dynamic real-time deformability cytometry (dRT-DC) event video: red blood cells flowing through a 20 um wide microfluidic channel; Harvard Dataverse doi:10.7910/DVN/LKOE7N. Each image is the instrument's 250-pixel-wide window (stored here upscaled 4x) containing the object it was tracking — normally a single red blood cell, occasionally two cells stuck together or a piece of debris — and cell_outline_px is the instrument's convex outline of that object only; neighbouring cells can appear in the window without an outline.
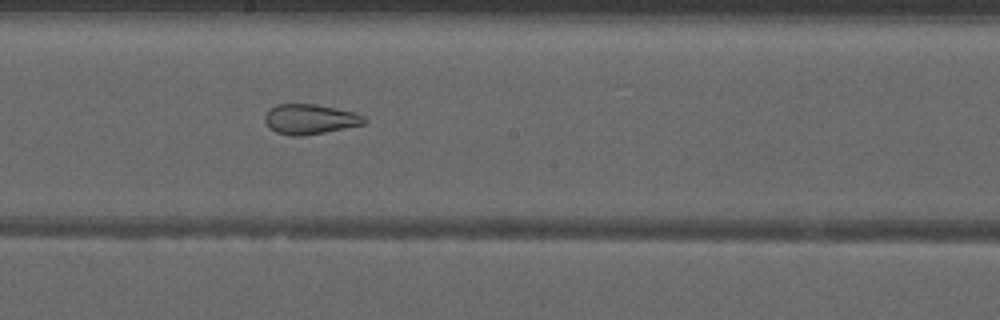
{"species": "common noctule bat (a hibernating species)", "species_latin": "Nyctalus noctula", "temperature_condition": "warm", "stored_images_in_passage": 52, "segment_of_instrument_passage": [2, 2], "camera_frame_rate_fps": 3000, "um_per_image_px": 0.085, "animal": {"sex": "male", "forearm_length_mm": 52.5}, "frame": {"image": 1, "passage_image": 30, "time_ms": 9.667, "image_size_px": [1000, 320], "cell_outline_px": [[368, 120], [364, 124], [324, 132], [300, 136], [292, 136], [276, 132], [268, 128], [264, 120], [264, 116], [276, 104], [316, 104], [352, 112], [364, 116]], "centroid_in_image_um": [26.32, 10.13], "position_along_channel_um": 221.9, "area_um2": 17.22}}
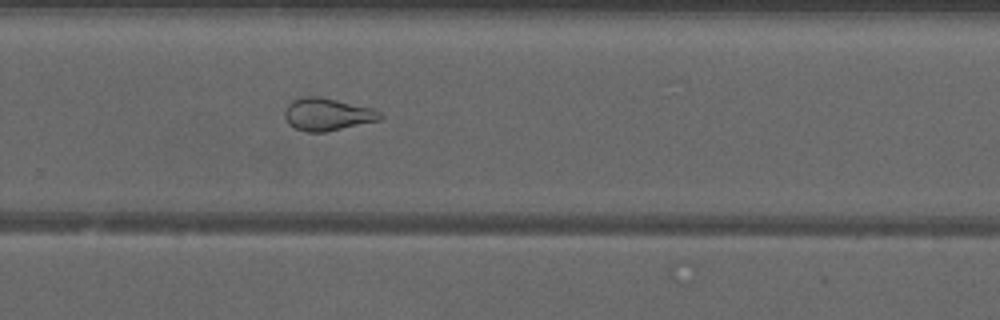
{"frame": {"image": 2, "passage_image": 36, "time_ms": 11.667, "image_size_px": [1000, 320], "cell_outline_px": [[384, 116], [380, 120], [324, 132], [308, 132], [296, 128], [288, 124], [284, 116], [284, 112], [288, 104], [292, 100], [304, 96], [320, 96], [372, 108], [380, 112]], "centroid_in_image_um": [27.81, 9.71], "position_along_channel_um": 302.0, "area_um2": 18.03}}
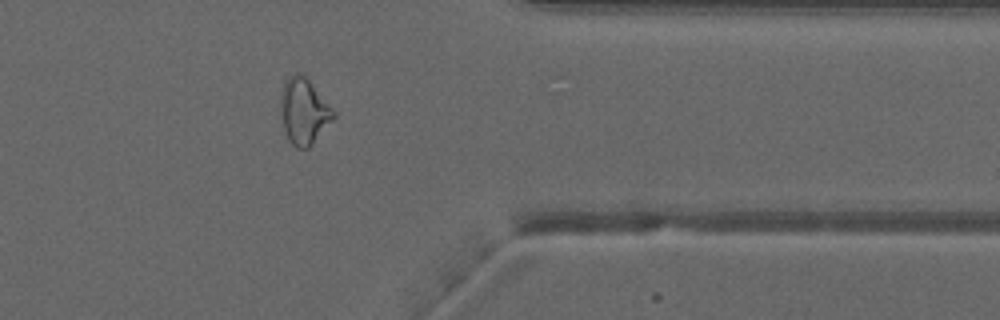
{"frame": {"image": 3, "passage_image": 43, "time_ms": 14.0, "image_size_px": [1000, 320], "cell_outline_px": [[336, 116], [312, 144], [308, 148], [296, 148], [292, 144], [284, 128], [280, 108], [280, 92], [284, 84], [296, 72], [304, 76], [308, 80], [336, 112]], "centroid_in_image_um": [25.83, 9.48], "position_along_channel_um": 385.6, "area_um2": 19.83}}